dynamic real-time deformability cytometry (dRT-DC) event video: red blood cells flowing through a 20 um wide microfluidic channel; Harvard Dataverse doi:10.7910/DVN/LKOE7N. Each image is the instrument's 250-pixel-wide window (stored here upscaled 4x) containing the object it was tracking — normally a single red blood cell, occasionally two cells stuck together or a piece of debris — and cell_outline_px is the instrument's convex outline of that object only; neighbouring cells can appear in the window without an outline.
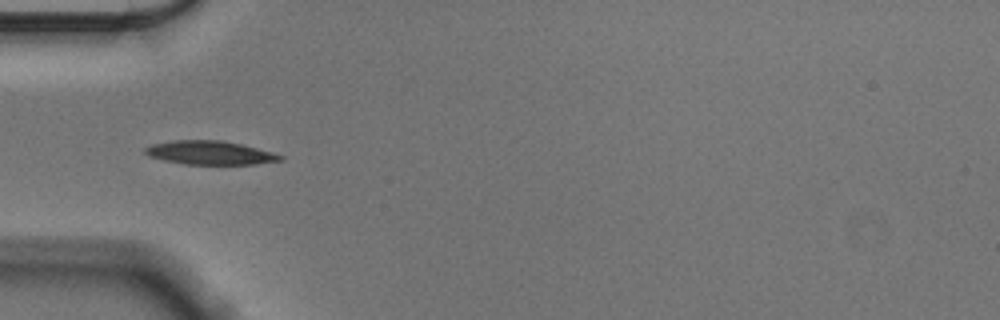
{"species": "Egyptian fruit bat (a non-hibernating species)", "species_latin": "Rousettus aegyptiacus", "temperature_condition": "cold", "stored_images_in_passage": 39, "camera_frame_rate_fps": 3000, "um_per_image_px": 0.085, "animal": {"sex": "male"}, "frame": {"image": 1, "passage_image": 1, "time_ms": 0.0, "image_size_px": [1000, 320], "cell_outline_px": [[284, 160], [252, 164], [184, 164], [164, 160], [148, 156], [144, 152], [144, 148], [152, 144], [176, 140], [220, 140], [240, 144], [272, 152], [284, 156]], "centroid_in_image_um": [17.83, 12.98], "position_along_channel_um": 67.2, "area_um2": 18.5}}
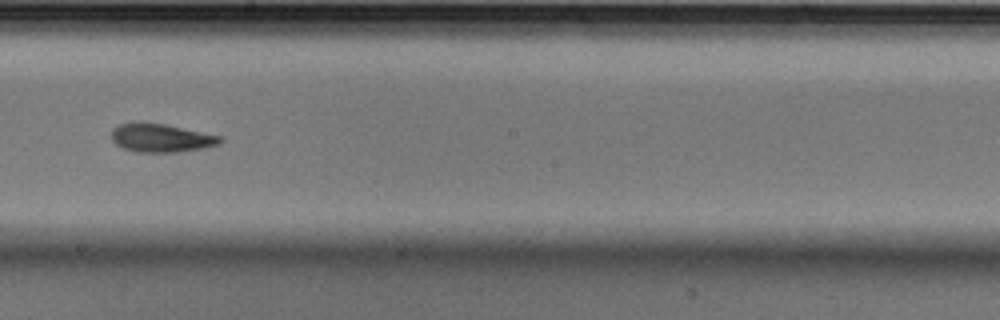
{"frame": {"image": 2, "passage_image": 15, "time_ms": 4.667, "image_size_px": [1000, 320], "cell_outline_px": [[224, 140], [220, 144], [204, 148], [176, 152], [136, 152], [120, 148], [112, 140], [112, 128], [120, 124], [164, 124], [224, 136]], "centroid_in_image_um": [13.75, 11.75], "position_along_channel_um": 234.4, "area_um2": 17.86}}
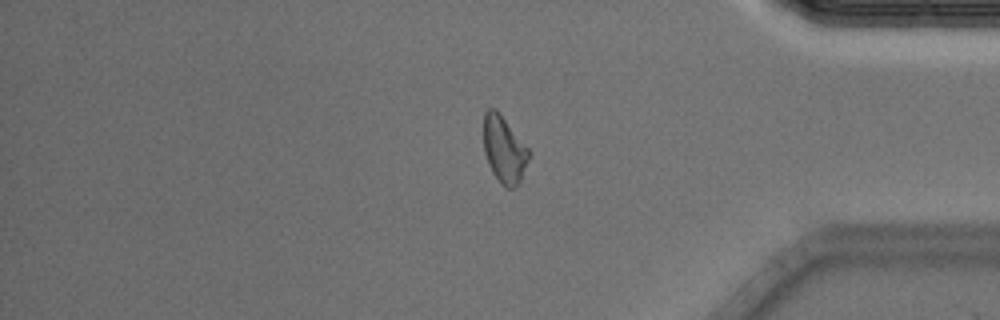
{"frame": {"image": 3, "passage_image": 30, "time_ms": 9.667, "image_size_px": [1000, 320], "cell_outline_px": [[532, 152], [520, 180], [516, 188], [508, 188], [492, 172], [488, 164], [484, 152], [484, 112], [488, 108], [496, 108], [500, 112]], "centroid_in_image_um": [42.86, 12.66], "position_along_channel_um": 392.3, "area_um2": 17.69}, "authors_computed_cell_mechanics": {"area_um2": 17.9758, "velocity_mm_per_s": 3.5826, "shape_relaxation_time_tau1_ms": 3.3164, "shape_relaxation_time_tau2_ms": 4.1318, "deformation_change_tau1": 0.1163, "deformation_change_tau2": 0.0937}}